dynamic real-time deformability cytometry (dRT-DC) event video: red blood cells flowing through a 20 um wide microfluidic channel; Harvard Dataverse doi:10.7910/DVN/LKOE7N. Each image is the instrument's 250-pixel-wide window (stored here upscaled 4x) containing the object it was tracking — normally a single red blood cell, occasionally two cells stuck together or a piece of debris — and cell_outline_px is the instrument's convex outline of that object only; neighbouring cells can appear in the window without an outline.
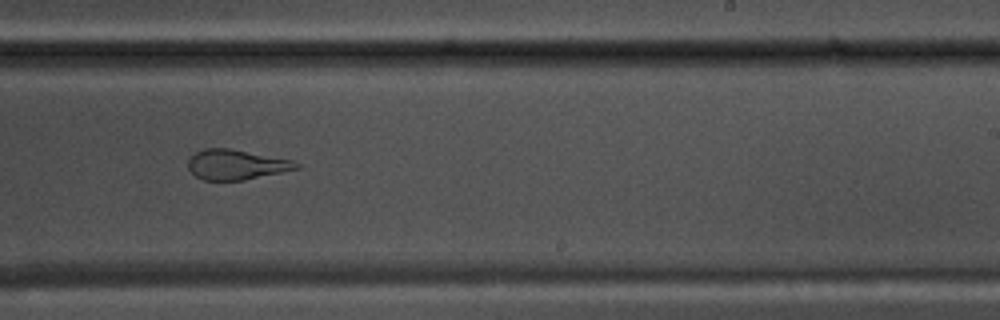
{"species": "common noctule bat (a hibernating species)", "species_latin": "Nyctalus noctula", "temperature_condition": "warm", "stored_images_in_passage": 55, "camera_frame_rate_fps": 3000, "um_per_image_px": 0.085, "animal": {"sex": "male", "body_mass_g": 17.5, "forearm_length_mm": 52.3}, "frame": {"image": 1, "passage_image": 34, "time_ms": 11.0, "image_size_px": [1000, 320], "cell_outline_px": [[300, 168], [244, 180], [204, 180], [196, 176], [188, 168], [188, 160], [196, 152], [204, 148], [228, 148], [292, 160], [300, 164]], "centroid_in_image_um": [20.07, 13.99], "position_along_channel_um": 268.9, "area_um2": 18.73}}
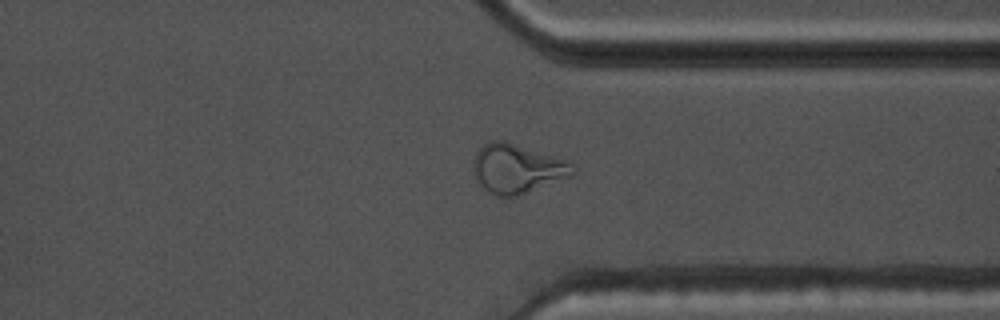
{"frame": {"image": 2, "passage_image": 42, "time_ms": 13.667, "image_size_px": [1000, 320], "cell_outline_px": [[572, 176], [516, 196], [496, 196], [488, 192], [480, 184], [472, 168], [476, 152], [484, 144], [492, 140], [504, 140], [568, 160], [572, 164]], "centroid_in_image_um": [43.94, 14.32], "position_along_channel_um": 367.5, "area_um2": 28.26}}
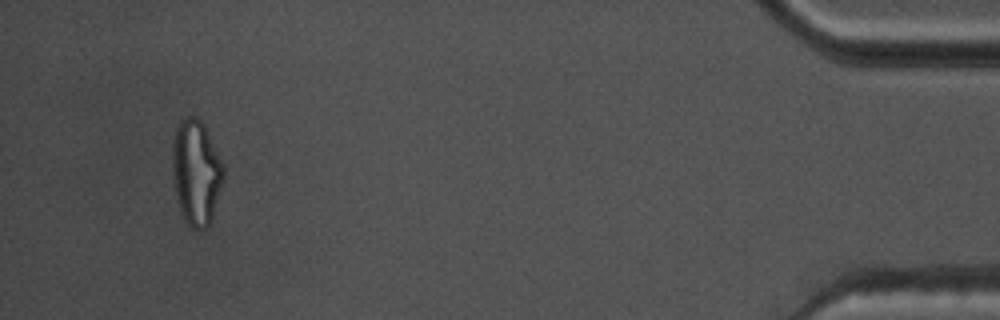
{"frame": {"image": 3, "passage_image": 52, "time_ms": 17.0, "image_size_px": [1000, 320], "cell_outline_px": [[224, 180], [212, 220], [208, 228], [192, 228], [188, 224], [180, 208], [176, 192], [172, 164], [172, 144], [176, 128], [188, 116], [196, 116], [204, 124], [224, 168]], "centroid_in_image_um": [16.7, 14.66], "position_along_channel_um": 418.5, "area_um2": 30.87}, "authors_computed_cell_mechanics": {"area_um2": 24.0448, "velocity_mm_per_s": 3.7116, "shape_relaxation_time_tau1_ms": null, "shape_relaxation_time_tau2_ms": 1.5245, "deformation_change_tau1": null, "deformation_change_tau2": 0.1009}}